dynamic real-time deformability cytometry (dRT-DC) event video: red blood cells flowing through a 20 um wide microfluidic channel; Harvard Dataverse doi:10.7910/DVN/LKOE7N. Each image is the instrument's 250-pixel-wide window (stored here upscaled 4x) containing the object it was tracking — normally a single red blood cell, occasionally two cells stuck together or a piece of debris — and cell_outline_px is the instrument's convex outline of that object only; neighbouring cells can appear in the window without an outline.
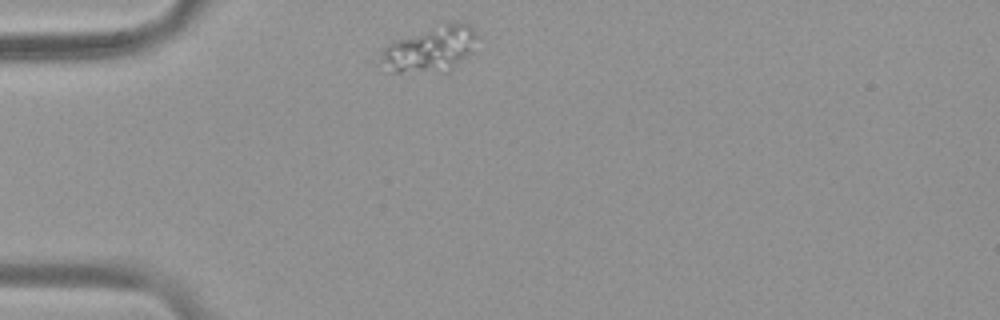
{"species": "common noctule bat (a hibernating species)", "species_latin": "Nyctalus noctula", "temperature_condition": "warm", "stored_images_in_passage": 42, "camera_frame_rate_fps": 3000, "um_per_image_px": 0.085, "animal": {"sex": "female", "body_mass_g": 19.9}, "frame": {"image": 1, "passage_image": 1, "time_ms": 0.0, "image_size_px": [1000, 320], "cell_outline_px": [[476, 36], [472, 52], [448, 72], [392, 72], [380, 60], [384, 48], [388, 44], [396, 40], [456, 20], [460, 20], [468, 24], [476, 32]], "centroid_in_image_um": [36.63, 4.18], "position_along_channel_um": 48.4, "area_um2": 25.09}}
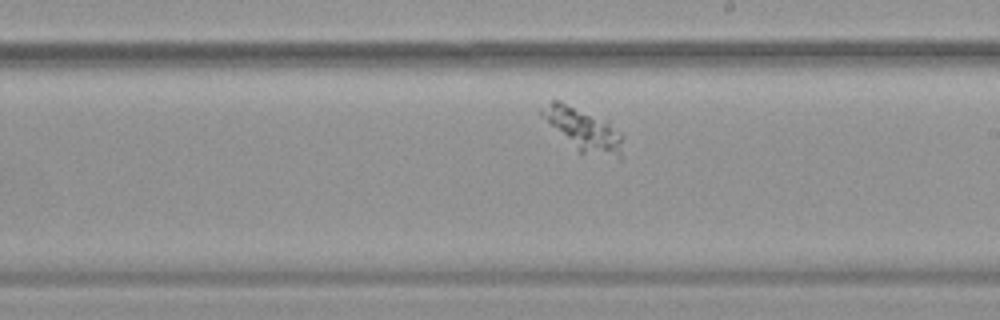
{"frame": {"image": 2, "passage_image": 19, "time_ms": 6.0, "image_size_px": [1000, 320], "cell_outline_px": [[624, 136], [620, 160], [580, 156], [540, 112], [540, 108], [552, 100], [560, 100], [608, 124], [620, 132]], "centroid_in_image_um": [49.64, 11.15], "position_along_channel_um": 239.4, "area_um2": 20.06}}
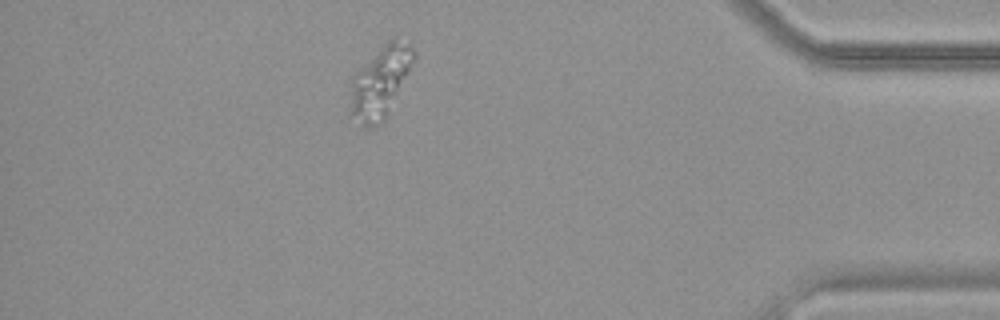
{"frame": {"image": 3, "passage_image": 36, "time_ms": 11.667, "image_size_px": [1000, 320], "cell_outline_px": [[416, 56], [384, 120], [380, 124], [364, 124], [348, 116], [352, 76], [388, 40], [392, 40], [408, 44], [416, 52]], "centroid_in_image_um": [32.27, 6.99], "position_along_channel_um": 402.9, "area_um2": 25.43}}